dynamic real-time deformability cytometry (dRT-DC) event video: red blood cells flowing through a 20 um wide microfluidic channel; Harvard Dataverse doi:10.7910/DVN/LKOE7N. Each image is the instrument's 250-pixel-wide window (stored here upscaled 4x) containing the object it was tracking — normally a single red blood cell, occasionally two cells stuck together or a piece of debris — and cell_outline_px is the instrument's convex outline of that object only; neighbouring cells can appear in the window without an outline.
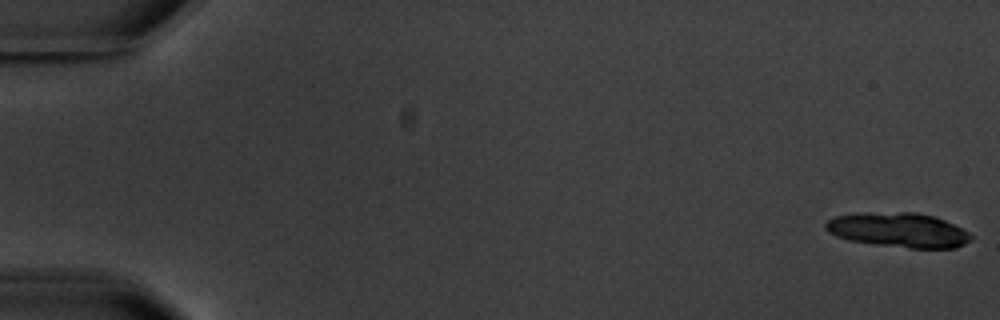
{"species": "common noctule bat (a hibernating species)", "species_latin": "Nyctalus noctula", "temperature_condition": "warm", "stored_images_in_passage": 8, "camera_frame_rate_fps": 3000, "um_per_image_px": 0.085, "animal": {"sex": "male", "body_mass_g": 20.1, "forearm_length_mm": 53.5}, "frame": {"image": 1, "passage_image": 1, "time_ms": 0.0, "image_size_px": [1000, 320], "cell_outline_px": [[972, 240], [956, 248], [908, 248], [876, 244], [848, 240], [836, 236], [828, 232], [824, 228], [824, 224], [828, 220], [836, 216], [900, 212], [916, 212], [936, 216], [968, 232], [972, 236]], "centroid_in_image_um": [76.41, 19.57], "position_along_channel_um": 8.6, "area_um2": 28.9}}